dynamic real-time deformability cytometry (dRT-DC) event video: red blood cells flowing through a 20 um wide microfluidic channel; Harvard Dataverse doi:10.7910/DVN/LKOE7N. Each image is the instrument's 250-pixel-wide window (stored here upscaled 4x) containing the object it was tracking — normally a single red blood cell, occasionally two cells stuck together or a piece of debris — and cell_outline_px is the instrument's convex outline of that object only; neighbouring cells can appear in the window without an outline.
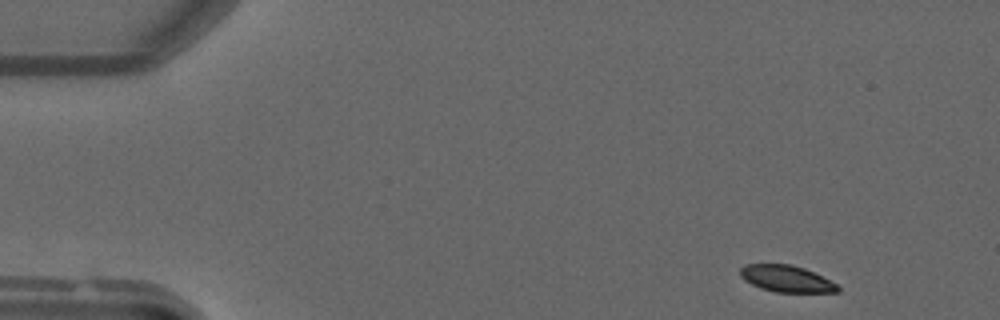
{"species": "common noctule bat (a hibernating species)", "species_latin": "Nyctalus noctula", "temperature_condition": "warm", "stored_images_in_passage": 46, "camera_frame_rate_fps": 3000, "um_per_image_px": 0.085, "animal": {"sex": "male", "forearm_length_mm": 52.5}, "frame": {"image": 1, "passage_image": 1, "time_ms": 0.0, "image_size_px": [1000, 320], "cell_outline_px": [[840, 292], [776, 292], [760, 288], [744, 280], [740, 276], [740, 268], [744, 264], [792, 264], [804, 268], [836, 284], [840, 288]], "centroid_in_image_um": [66.8, 23.69], "position_along_channel_um": 18.2, "area_um2": 15.03}}
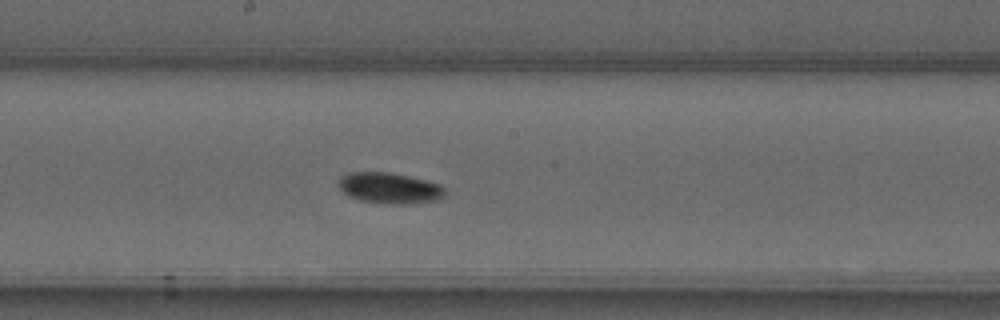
{"frame": {"image": 2, "passage_image": 23, "time_ms": 7.333, "image_size_px": [1000, 320], "cell_outline_px": [[448, 192], [444, 200], [408, 204], [384, 204], [360, 200], [348, 196], [336, 184], [336, 180], [340, 176], [348, 172], [388, 172], [408, 176], [440, 184]], "centroid_in_image_um": [33.13, 16.0], "position_along_channel_um": 215.1, "area_um2": 19.71}}
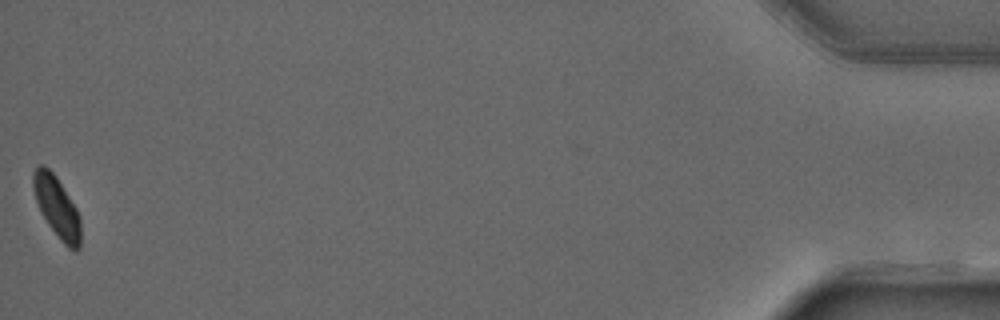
{"frame": {"image": 3, "passage_image": 46, "time_ms": 15.0, "image_size_px": [1000, 320], "cell_outline_px": [[80, 248], [76, 252], [68, 248], [60, 240], [48, 224], [40, 212], [32, 188], [32, 172], [40, 164], [44, 164], [56, 176], [76, 208], [80, 216]], "centroid_in_image_um": [4.82, 17.6], "position_along_channel_um": 430.4, "area_um2": 16.99}}